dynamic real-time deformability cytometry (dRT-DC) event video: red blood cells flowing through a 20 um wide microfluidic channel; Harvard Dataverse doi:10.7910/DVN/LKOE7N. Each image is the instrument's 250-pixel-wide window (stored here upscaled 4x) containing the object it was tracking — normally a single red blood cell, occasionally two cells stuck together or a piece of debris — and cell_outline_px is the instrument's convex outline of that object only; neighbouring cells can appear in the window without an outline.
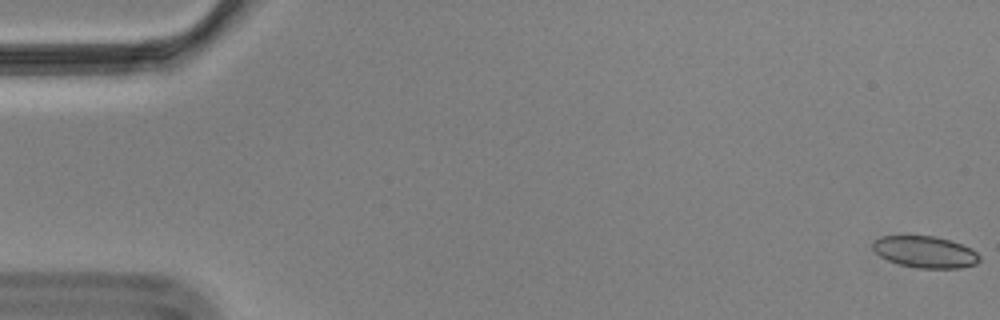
{"species": "Egyptian fruit bat (a non-hibernating species)", "species_latin": "Rousettus aegyptiacus", "temperature_condition": "cold", "stored_images_in_passage": 59, "camera_frame_rate_fps": 3000, "um_per_image_px": 0.085, "animal": {"sex": "male"}, "frame": {"image": 1, "passage_image": 1, "time_ms": 0.0, "image_size_px": [1000, 320], "cell_outline_px": [[980, 260], [976, 264], [960, 268], [916, 268], [900, 264], [888, 260], [880, 256], [872, 248], [872, 244], [880, 236], [932, 236], [948, 240], [972, 248], [980, 256]], "centroid_in_image_um": [78.64, 21.42], "position_along_channel_um": 6.4, "area_um2": 19.54}}
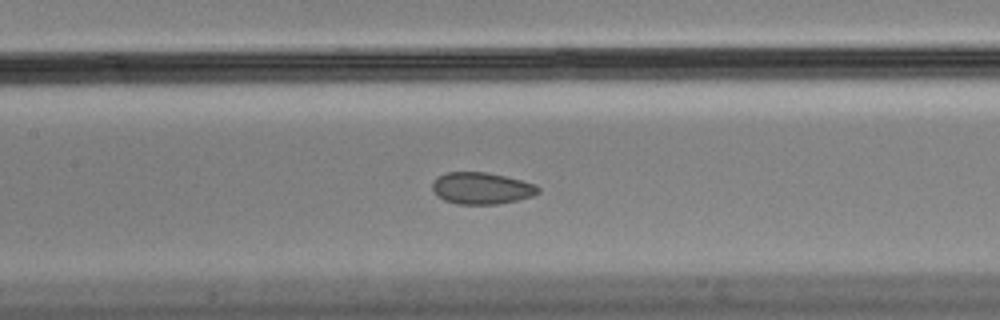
{"frame": {"image": 2, "passage_image": 27, "time_ms": 8.667, "image_size_px": [1000, 320], "cell_outline_px": [[540, 192], [532, 196], [516, 200], [496, 204], [456, 204], [444, 200], [436, 196], [432, 192], [432, 184], [436, 176], [444, 172], [488, 172], [536, 184], [540, 188]], "centroid_in_image_um": [40.88, 15.99], "position_along_channel_um": 166.5, "area_um2": 19.77}}
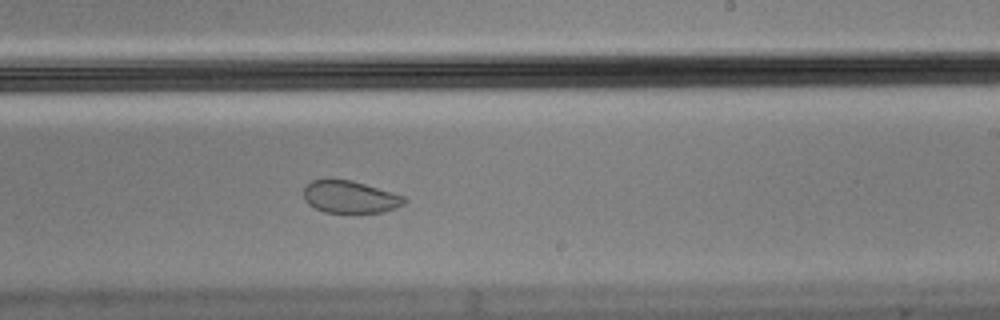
{"frame": {"image": 3, "passage_image": 35, "time_ms": 11.333, "image_size_px": [1000, 320], "cell_outline_px": [[408, 200], [404, 204], [396, 208], [384, 212], [356, 216], [324, 212], [308, 204], [304, 200], [304, 188], [312, 180], [328, 176], [332, 176], [352, 180], [404, 196]], "centroid_in_image_um": [29.73, 16.76], "position_along_channel_um": 259.3, "area_um2": 20.23}}